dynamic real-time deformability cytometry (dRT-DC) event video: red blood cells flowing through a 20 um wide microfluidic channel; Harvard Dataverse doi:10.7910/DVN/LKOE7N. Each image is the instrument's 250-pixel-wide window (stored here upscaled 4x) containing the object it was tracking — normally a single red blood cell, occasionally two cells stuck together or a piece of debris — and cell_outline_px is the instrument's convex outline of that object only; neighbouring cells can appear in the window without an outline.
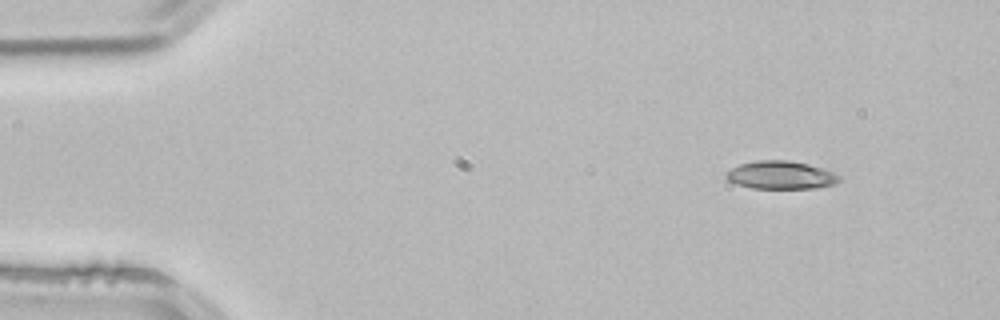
{"species": "common noctule bat (a hibernating species)", "species_latin": "Nyctalus noctula", "temperature_condition": "room temperature", "stored_images_in_passage": 3, "camera_frame_rate_fps": 3000, "um_per_image_px": 0.085, "animal": {"sex": "male", "body_mass_g": 21.5, "forearm_length_mm": 52.0}, "frame": {"image": 1, "passage_image": 1, "time_ms": 0.0, "image_size_px": [1000, 320], "cell_outline_px": [[840, 180], [836, 184], [816, 188], [752, 188], [736, 184], [728, 180], [724, 176], [724, 172], [740, 164], [756, 160], [788, 160], [808, 164], [824, 168], [840, 176]], "centroid_in_image_um": [66.36, 14.88], "position_along_channel_um": 18.6, "area_um2": 18.61}}
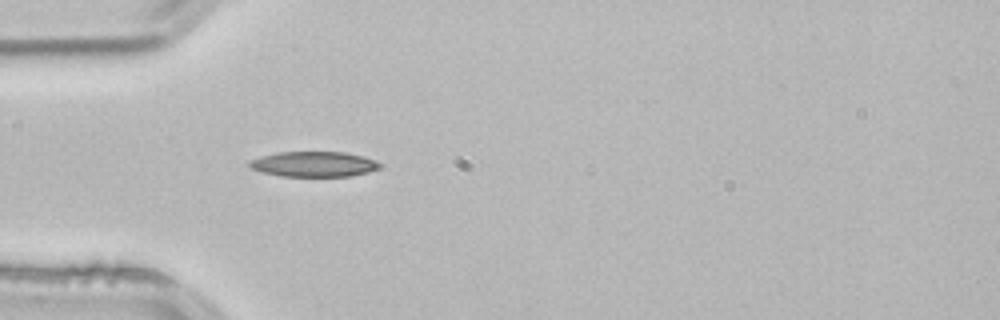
{"frame": {"image": 2, "passage_image": 3, "time_ms": 0.667, "image_size_px": [1000, 320], "cell_outline_px": [[384, 164], [380, 168], [368, 172], [352, 176], [284, 176], [264, 172], [248, 168], [248, 160], [260, 156], [276, 152], [344, 152], [364, 156], [376, 160]], "centroid_in_image_um": [26.69, 13.94], "position_along_channel_um": 58.3, "area_um2": 19.42}}